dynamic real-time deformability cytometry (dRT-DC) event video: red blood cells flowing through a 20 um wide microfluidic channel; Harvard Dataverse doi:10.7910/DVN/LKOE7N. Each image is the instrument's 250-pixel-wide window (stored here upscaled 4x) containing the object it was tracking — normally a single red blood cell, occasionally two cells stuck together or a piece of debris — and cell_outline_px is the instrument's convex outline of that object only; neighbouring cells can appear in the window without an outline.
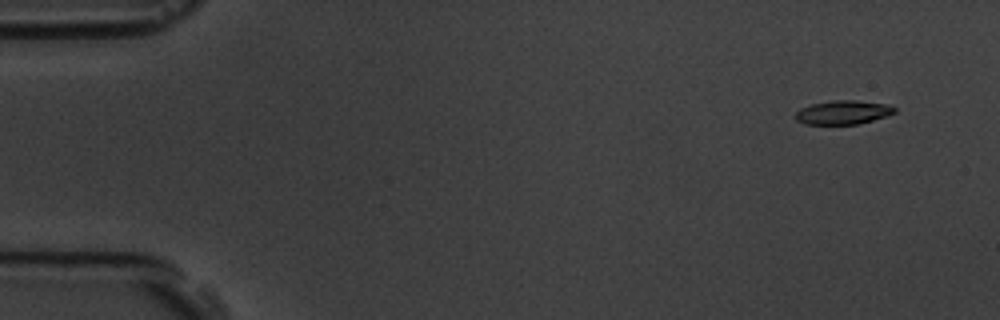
{"species": "common noctule bat (a hibernating species)", "species_latin": "Nyctalus noctula", "temperature_condition": "room temperature", "stored_images_in_passage": 4, "camera_frame_rate_fps": 3000, "um_per_image_px": 0.085, "animal": {"sex": "male", "body_mass_g": 19.5, "forearm_length_mm": 54.6}, "frame": {"image": 1, "passage_image": 1, "time_ms": 0.0, "image_size_px": [1000, 320], "cell_outline_px": [[896, 112], [888, 116], [860, 124], [804, 124], [796, 120], [796, 112], [800, 108], [812, 104], [832, 100], [856, 100], [888, 104], [896, 108]], "centroid_in_image_um": [71.69, 9.55], "position_along_channel_um": 13.3, "area_um2": 13.93}}
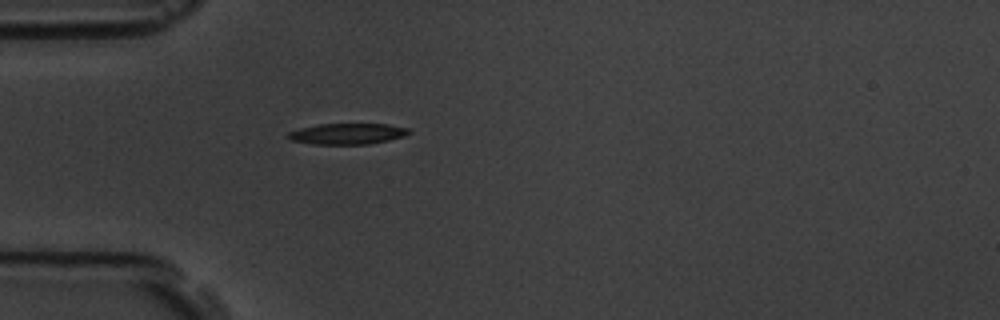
{"frame": {"image": 2, "passage_image": 4, "time_ms": 4.333, "image_size_px": [1000, 320], "cell_outline_px": [[412, 132], [404, 136], [388, 140], [368, 144], [312, 144], [292, 140], [284, 136], [288, 132], [300, 128], [316, 124], [388, 124], [408, 128]], "centroid_in_image_um": [29.5, 11.37], "position_along_channel_um": 55.5, "area_um2": 14.8}}